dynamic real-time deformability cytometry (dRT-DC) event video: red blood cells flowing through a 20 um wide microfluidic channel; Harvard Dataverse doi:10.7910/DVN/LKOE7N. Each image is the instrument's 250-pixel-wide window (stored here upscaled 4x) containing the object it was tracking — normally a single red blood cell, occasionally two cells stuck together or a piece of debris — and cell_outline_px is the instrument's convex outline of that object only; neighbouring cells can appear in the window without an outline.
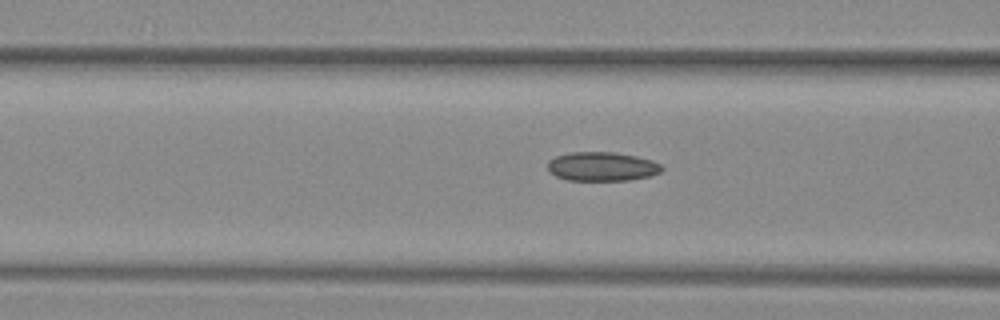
{"species": "common noctule bat (a hibernating species)", "species_latin": "Nyctalus noctula", "temperature_condition": "warm", "stored_images_in_passage": 25, "camera_frame_rate_fps": 3000, "um_per_image_px": 0.085, "animal": {"sex": "female", "body_mass_g": 29.2, "forearm_length_mm": 56.3}, "frame": {"image": 1, "passage_image": 5, "time_ms": 1.333, "image_size_px": [1000, 320], "cell_outline_px": [[664, 168], [660, 172], [652, 176], [628, 180], [568, 180], [556, 176], [548, 172], [548, 160], [556, 156], [572, 152], [612, 152], [636, 156], [652, 160], [660, 164]], "centroid_in_image_um": [51.17, 14.15], "position_along_channel_um": 115.4, "area_um2": 19.36}}
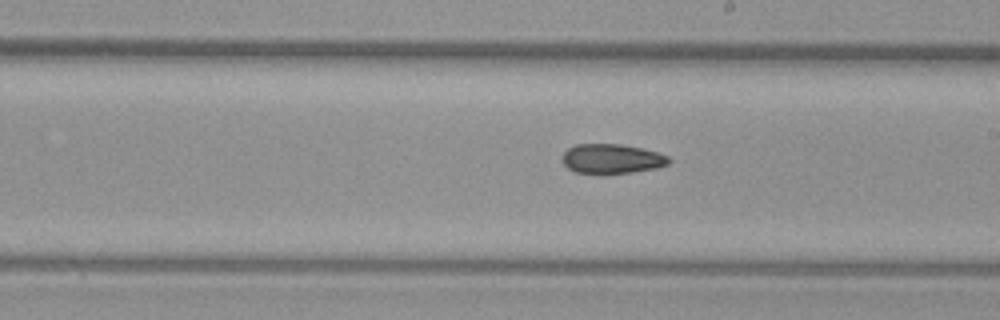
{"frame": {"image": 2, "passage_image": 14, "time_ms": 4.333, "image_size_px": [1000, 320], "cell_outline_px": [[672, 160], [668, 164], [656, 168], [632, 172], [600, 176], [572, 172], [560, 160], [560, 156], [568, 148], [576, 144], [620, 144], [640, 148], [656, 152], [668, 156]], "centroid_in_image_um": [51.93, 13.53], "position_along_channel_um": 237.1, "area_um2": 19.02}}
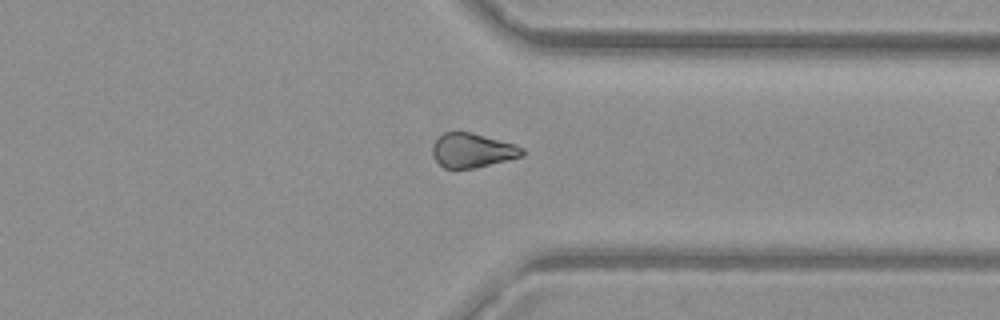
{"frame": {"image": 3, "passage_image": 24, "time_ms": 7.667, "image_size_px": [1000, 320], "cell_outline_px": [[524, 156], [476, 168], [444, 168], [432, 156], [432, 144], [444, 132], [468, 132], [516, 144], [524, 148]], "centroid_in_image_um": [40.16, 12.79], "position_along_channel_um": 371.2, "area_um2": 17.92}}